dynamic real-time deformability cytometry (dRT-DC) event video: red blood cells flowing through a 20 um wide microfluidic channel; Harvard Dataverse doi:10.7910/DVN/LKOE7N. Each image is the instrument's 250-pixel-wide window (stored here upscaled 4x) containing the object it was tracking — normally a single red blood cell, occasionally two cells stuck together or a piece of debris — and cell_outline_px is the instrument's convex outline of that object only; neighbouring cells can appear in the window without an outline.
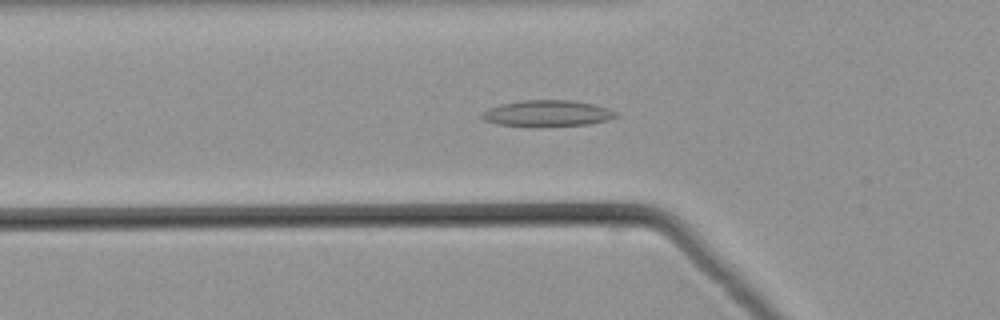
{"species": "common noctule bat (a hibernating species)", "species_latin": "Nyctalus noctula", "temperature_condition": "warm", "stored_images_in_passage": 11, "camera_frame_rate_fps": 3000, "um_per_image_px": 0.085, "animal": {"sex": "male", "body_mass_g": 21.5, "forearm_length_mm": 52.0}, "frame": {"image": 1, "passage_image": 10, "time_ms": 3.0, "image_size_px": [1000, 320], "cell_outline_px": [[620, 116], [608, 120], [588, 124], [536, 128], [528, 128], [496, 124], [484, 120], [480, 116], [488, 108], [500, 104], [524, 100], [568, 100], [592, 104], [608, 108], [616, 112]], "centroid_in_image_um": [46.49, 9.67], "position_along_channel_um": 79.3, "area_um2": 20.98}}